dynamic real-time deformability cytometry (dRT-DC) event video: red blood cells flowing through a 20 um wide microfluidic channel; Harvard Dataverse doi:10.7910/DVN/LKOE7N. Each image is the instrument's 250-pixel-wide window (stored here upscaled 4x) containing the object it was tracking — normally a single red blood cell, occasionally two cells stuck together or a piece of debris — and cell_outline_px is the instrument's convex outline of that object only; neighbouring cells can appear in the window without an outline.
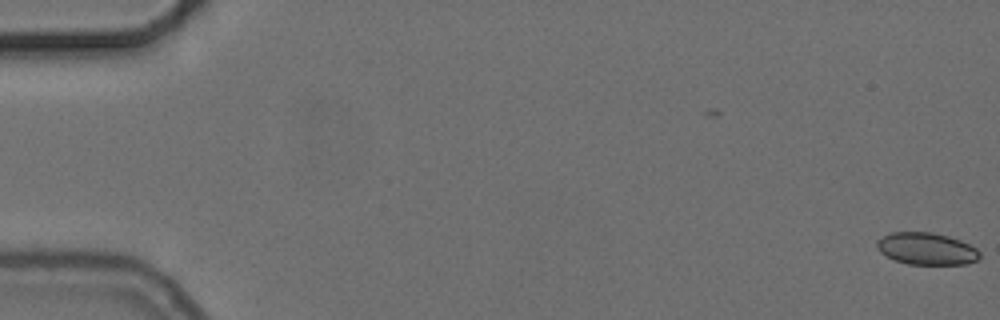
{"species": "common noctule bat (a hibernating species)", "species_latin": "Nyctalus noctula", "temperature_condition": "cold", "stored_images_in_passage": 56, "camera_frame_rate_fps": 3000, "um_per_image_px": 0.085, "animal": {"sex": "female", "body_mass_g": 24.6, "forearm_length_mm": 56.2}, "frame": {"image": 1, "passage_image": 1, "time_ms": 0.0, "image_size_px": [1000, 320], "cell_outline_px": [[980, 256], [976, 260], [968, 264], [908, 264], [896, 260], [880, 252], [876, 248], [876, 240], [892, 232], [932, 232], [948, 236], [960, 240], [976, 248], [980, 252]], "centroid_in_image_um": [78.75, 21.14], "position_along_channel_um": 6.2, "area_um2": 19.13}}
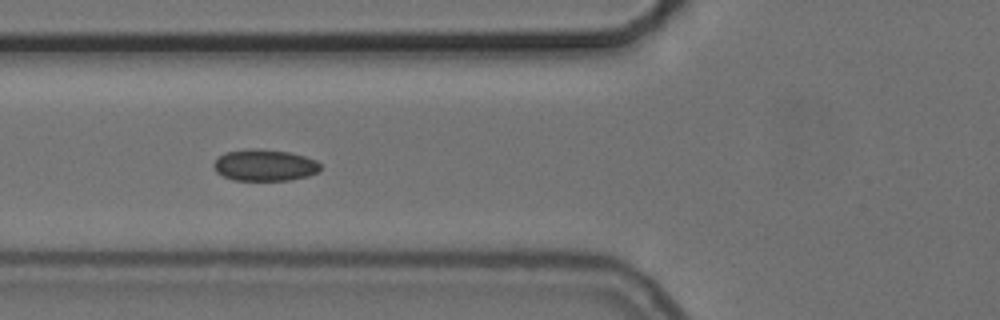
{"frame": {"image": 2, "passage_image": 22, "time_ms": 7.0, "image_size_px": [1000, 320], "cell_outline_px": [[320, 172], [308, 176], [288, 180], [232, 180], [216, 172], [212, 164], [224, 152], [252, 148], [260, 148], [288, 152], [304, 156], [316, 160], [320, 164]], "centroid_in_image_um": [22.49, 14.04], "position_along_channel_um": 103.3, "area_um2": 19.71}}
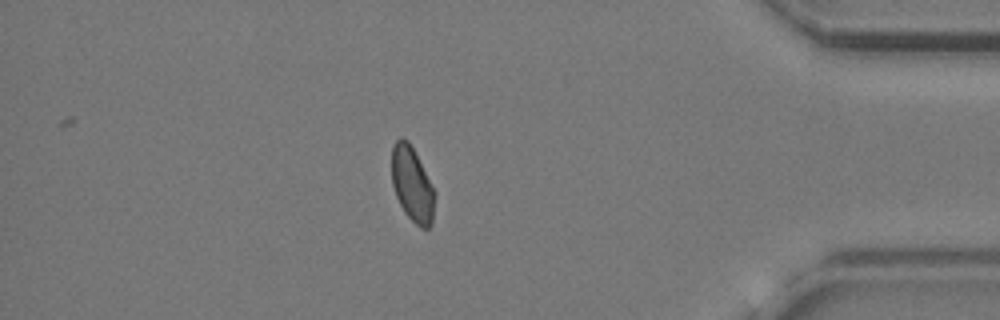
{"frame": {"image": 3, "passage_image": 49, "time_ms": 16.0, "image_size_px": [1000, 320], "cell_outline_px": [[436, 196], [432, 224], [428, 228], [420, 228], [404, 212], [396, 196], [392, 184], [392, 144], [400, 136], [408, 140], [436, 192]], "centroid_in_image_um": [35.04, 15.68], "position_along_channel_um": 400.2, "area_um2": 18.84}, "authors_computed_cell_mechanics": {"area_um2": 19.3052, "velocity_mm_per_s": 3.7121, "shape_relaxation_time_tau1_ms": null, "shape_relaxation_time_tau2_ms": 2.5938, "deformation_change_tau1": null, "deformation_change_tau2": 0.056}}